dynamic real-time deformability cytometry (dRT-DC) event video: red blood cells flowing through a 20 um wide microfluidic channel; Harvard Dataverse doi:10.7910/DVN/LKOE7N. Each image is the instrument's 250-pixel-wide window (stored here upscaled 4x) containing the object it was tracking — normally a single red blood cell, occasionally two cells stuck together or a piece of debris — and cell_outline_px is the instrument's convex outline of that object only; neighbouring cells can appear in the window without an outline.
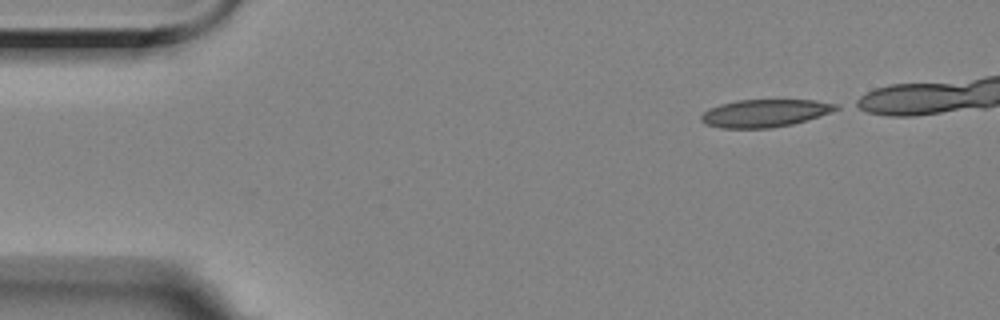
{"species": "Egyptian fruit bat (a non-hibernating species)", "species_latin": "Rousettus aegyptiacus", "temperature_condition": "room temperature", "stored_images_in_passage": 41, "camera_frame_rate_fps": 3000, "um_per_image_px": 0.085, "animal": {"sex": "female"}, "frame": {"image": 1, "passage_image": 1, "time_ms": 0.0, "image_size_px": [1000, 320], "cell_outline_px": [[840, 108], [832, 112], [820, 116], [792, 124], [768, 128], [720, 128], [704, 124], [700, 120], [700, 116], [708, 108], [720, 104], [736, 100], [812, 100], [840, 104]], "centroid_in_image_um": [65.0, 9.61], "position_along_channel_um": 20.0, "area_um2": 21.85}}
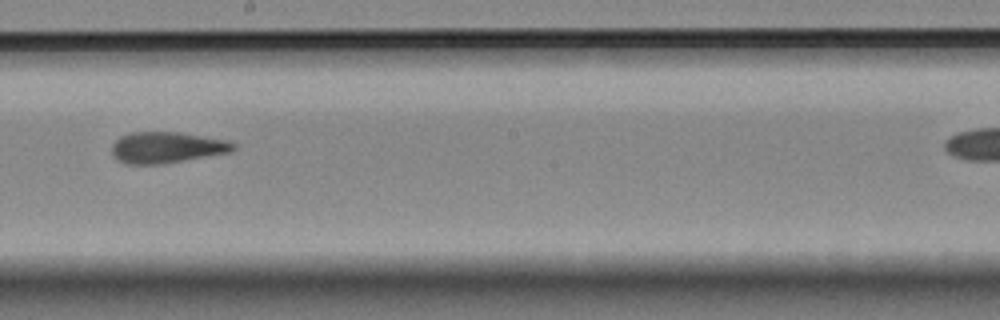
{"frame": {"image": 2, "passage_image": 26, "time_ms": 8.333, "image_size_px": [1000, 320], "cell_outline_px": [[236, 148], [232, 152], [160, 164], [124, 164], [116, 160], [112, 156], [112, 144], [120, 136], [132, 132], [180, 132], [228, 140], [236, 144]], "centroid_in_image_um": [14.16, 12.53], "position_along_channel_um": 234.0, "area_um2": 22.25}}
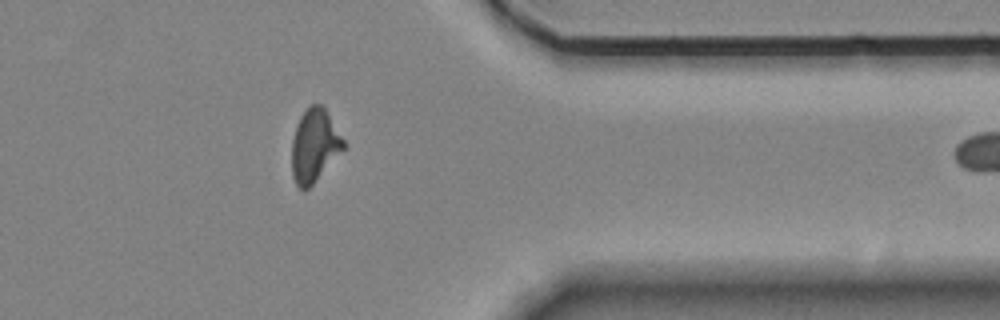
{"frame": {"image": 3, "passage_image": 40, "time_ms": 13.0, "image_size_px": [1000, 320], "cell_outline_px": [[344, 148], [312, 184], [308, 188], [300, 188], [296, 184], [292, 176], [292, 140], [296, 124], [300, 116], [312, 104], [320, 104], [324, 108], [344, 140]], "centroid_in_image_um": [26.7, 12.36], "position_along_channel_um": 384.7, "area_um2": 21.39}}